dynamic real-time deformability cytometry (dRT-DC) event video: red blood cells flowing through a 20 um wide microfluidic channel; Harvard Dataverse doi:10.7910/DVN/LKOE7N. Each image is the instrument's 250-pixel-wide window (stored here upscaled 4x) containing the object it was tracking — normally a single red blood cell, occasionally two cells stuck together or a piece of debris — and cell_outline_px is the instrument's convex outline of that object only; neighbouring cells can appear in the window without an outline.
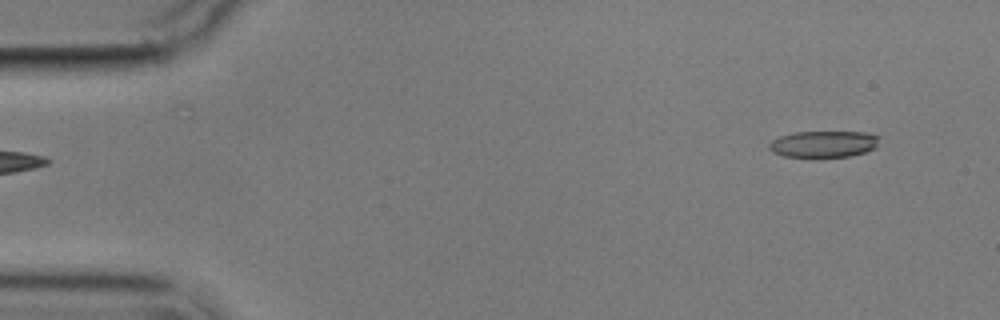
{"species": "common noctule bat (a hibernating species)", "species_latin": "Nyctalus noctula", "temperature_condition": "cold", "stored_images_in_passage": 4, "camera_frame_rate_fps": 3000, "um_per_image_px": 0.085, "animal": {"sex": "male", "body_mass_g": 17.9}, "frame": {"image": 1, "passage_image": 4, "time_ms": 4.667, "image_size_px": [1000, 320], "cell_outline_px": [[880, 136], [876, 148], [852, 156], [784, 156], [772, 152], [768, 148], [768, 144], [772, 140], [780, 136], [796, 132], [864, 132]], "centroid_in_image_um": [70.01, 12.23], "position_along_channel_um": 15.0, "area_um2": 16.88}}